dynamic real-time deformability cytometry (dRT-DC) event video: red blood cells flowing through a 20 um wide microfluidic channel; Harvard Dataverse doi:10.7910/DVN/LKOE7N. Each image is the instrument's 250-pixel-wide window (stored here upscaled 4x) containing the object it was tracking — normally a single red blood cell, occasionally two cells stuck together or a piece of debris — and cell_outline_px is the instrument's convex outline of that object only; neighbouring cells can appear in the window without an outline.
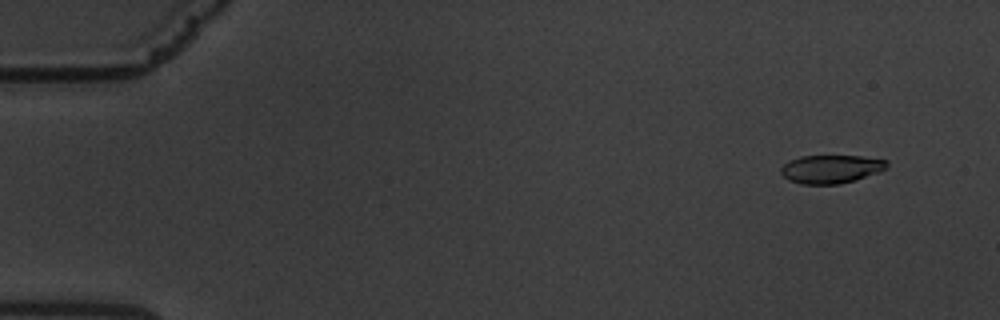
{"species": "common noctule bat (a hibernating species)", "species_latin": "Nyctalus noctula", "temperature_condition": "warm", "stored_images_in_passage": 61, "camera_frame_rate_fps": 3000, "um_per_image_px": 0.085, "animal": {"sex": "male", "body_mass_g": 19.5, "forearm_length_mm": 54.6}, "frame": {"image": 1, "passage_image": 5, "time_ms": 1.333, "image_size_px": [1000, 320], "cell_outline_px": [[888, 164], [880, 172], [856, 180], [840, 184], [800, 184], [788, 180], [780, 172], [780, 168], [788, 160], [800, 156], [860, 156], [888, 160]], "centroid_in_image_um": [70.62, 14.37], "position_along_channel_um": 14.4, "area_um2": 17.63}}
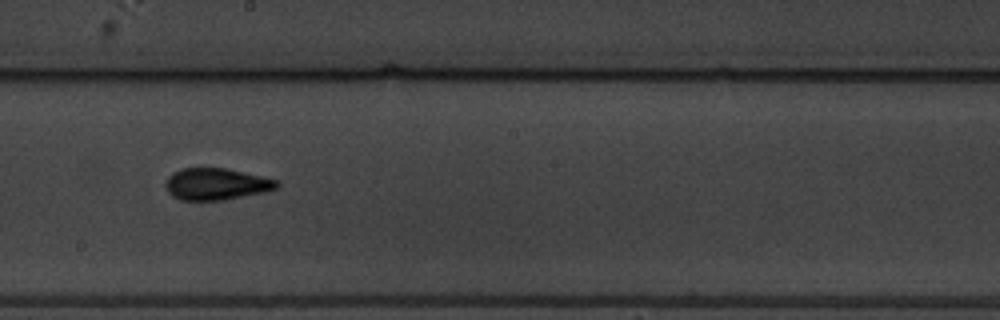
{"frame": {"image": 2, "passage_image": 35, "time_ms": 11.333, "image_size_px": [1000, 320], "cell_outline_px": [[280, 184], [276, 188], [264, 192], [224, 200], [180, 200], [172, 196], [168, 192], [168, 176], [172, 172], [180, 168], [224, 168], [260, 176], [276, 180]], "centroid_in_image_um": [18.37, 15.65], "position_along_channel_um": 229.8, "area_um2": 20.29}}
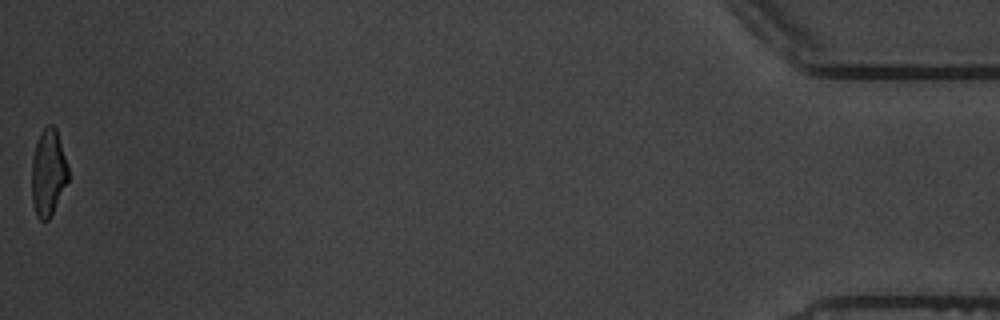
{"frame": {"image": 3, "passage_image": 61, "time_ms": 20.0, "image_size_px": [1000, 320], "cell_outline_px": [[68, 180], [48, 220], [40, 220], [36, 216], [32, 200], [32, 160], [36, 144], [40, 132], [48, 124], [52, 124], [56, 128], [68, 164]], "centroid_in_image_um": [4.1, 14.65], "position_along_channel_um": 431.1, "area_um2": 18.26}, "authors_computed_cell_mechanics": {"area_um2": 19.7676, "velocity_mm_per_s": 3.3967, "shape_relaxation_time_tau1_ms": 6.9876, "shape_relaxation_time_tau2_ms": 1.6577, "deformation_change_tau1": 0.2257, "deformation_change_tau2": 0.0913}}